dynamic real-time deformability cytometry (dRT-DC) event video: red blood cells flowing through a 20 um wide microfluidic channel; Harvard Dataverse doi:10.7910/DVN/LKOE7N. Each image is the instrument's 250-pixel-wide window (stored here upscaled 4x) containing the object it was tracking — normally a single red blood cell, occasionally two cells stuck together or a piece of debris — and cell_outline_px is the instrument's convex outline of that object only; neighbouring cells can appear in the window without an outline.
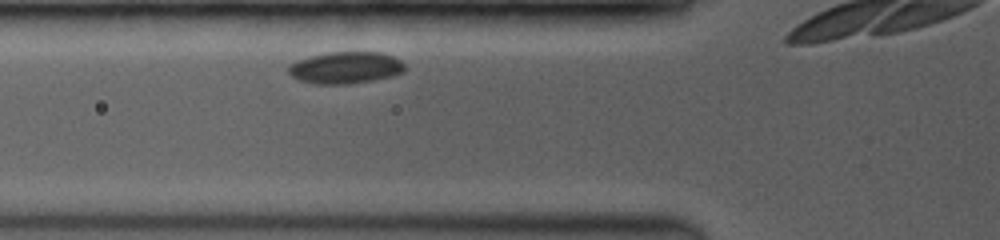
{"species": "common noctule bat (a hibernating species)", "species_latin": "Nyctalus noctula", "temperature_condition": "room temperature", "stored_images_in_passage": 5, "camera_frame_rate_fps": 3500, "um_per_image_px": 0.085, "animal": {"sex": "female", "body_mass_g": 19.0, "forearm_length_mm": 53.3}, "frame": {"image": 1, "passage_image": 2, "time_ms": 0.571, "image_size_px": [1000, 240], "cell_outline_px": [[404, 72], [392, 76], [372, 80], [348, 84], [316, 84], [300, 80], [292, 76], [288, 72], [288, 68], [296, 60], [328, 52], [380, 52], [392, 56], [400, 60], [404, 64]], "centroid_in_image_um": [29.38, 5.75], "position_along_channel_um": 96.4, "area_um2": 21.44}}